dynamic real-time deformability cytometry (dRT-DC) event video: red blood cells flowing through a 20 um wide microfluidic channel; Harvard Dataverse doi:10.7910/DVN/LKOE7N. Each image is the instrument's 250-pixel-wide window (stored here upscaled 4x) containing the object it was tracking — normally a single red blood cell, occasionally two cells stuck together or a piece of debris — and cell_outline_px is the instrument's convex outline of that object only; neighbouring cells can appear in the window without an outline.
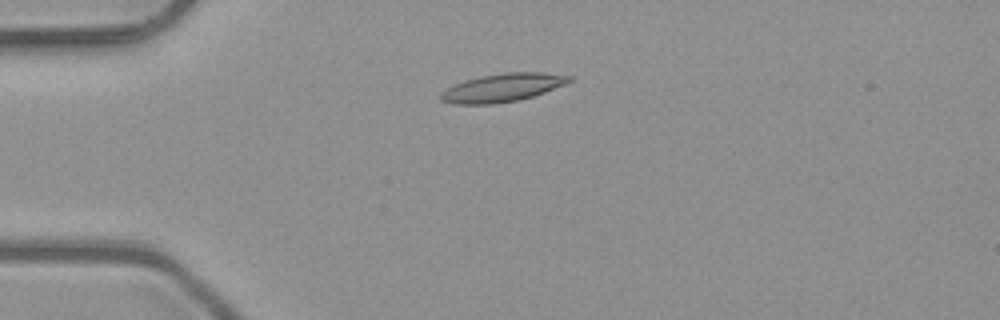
{"species": "common noctule bat (a hibernating species)", "species_latin": "Nyctalus noctula", "temperature_condition": "room temperature", "stored_images_in_passage": 3, "camera_frame_rate_fps": 3000, "um_per_image_px": 0.085, "animal": {"sex": "male", "body_mass_g": 23.1, "forearm_length_mm": 52.7}, "frame": {"image": 1, "passage_image": 2, "time_ms": 0.333, "image_size_px": [1000, 320], "cell_outline_px": [[572, 80], [564, 84], [544, 92], [520, 100], [492, 104], [452, 104], [440, 100], [440, 92], [464, 80], [480, 76], [504, 72], [544, 72], [572, 76]], "centroid_in_image_um": [42.69, 7.45], "position_along_channel_um": 42.3, "area_um2": 21.1}}